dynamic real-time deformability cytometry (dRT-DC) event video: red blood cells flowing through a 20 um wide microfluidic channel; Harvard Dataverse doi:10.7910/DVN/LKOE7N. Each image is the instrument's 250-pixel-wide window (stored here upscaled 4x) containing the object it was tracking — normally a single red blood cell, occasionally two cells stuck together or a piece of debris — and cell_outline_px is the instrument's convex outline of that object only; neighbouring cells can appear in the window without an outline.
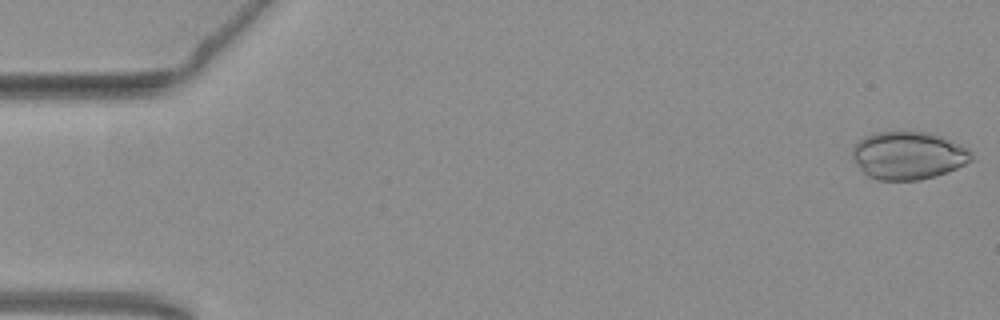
{"species": "common noctule bat (a hibernating species)", "species_latin": "Nyctalus noctula", "temperature_condition": "warm", "stored_images_in_passage": 48, "camera_frame_rate_fps": 3000, "um_per_image_px": 0.085, "animal": {"sex": "female", "body_mass_g": 19.3, "forearm_length_mm": 54.1}, "frame": {"image": 1, "passage_image": 1, "time_ms": 0.0, "image_size_px": [1000, 320], "cell_outline_px": [[972, 160], [956, 168], [936, 176], [920, 180], [876, 180], [868, 176], [860, 168], [852, 156], [852, 148], [864, 136], [876, 132], [928, 132], [940, 136], [968, 148], [972, 152]], "centroid_in_image_um": [77.19, 13.22], "position_along_channel_um": 7.8, "area_um2": 33.0}}